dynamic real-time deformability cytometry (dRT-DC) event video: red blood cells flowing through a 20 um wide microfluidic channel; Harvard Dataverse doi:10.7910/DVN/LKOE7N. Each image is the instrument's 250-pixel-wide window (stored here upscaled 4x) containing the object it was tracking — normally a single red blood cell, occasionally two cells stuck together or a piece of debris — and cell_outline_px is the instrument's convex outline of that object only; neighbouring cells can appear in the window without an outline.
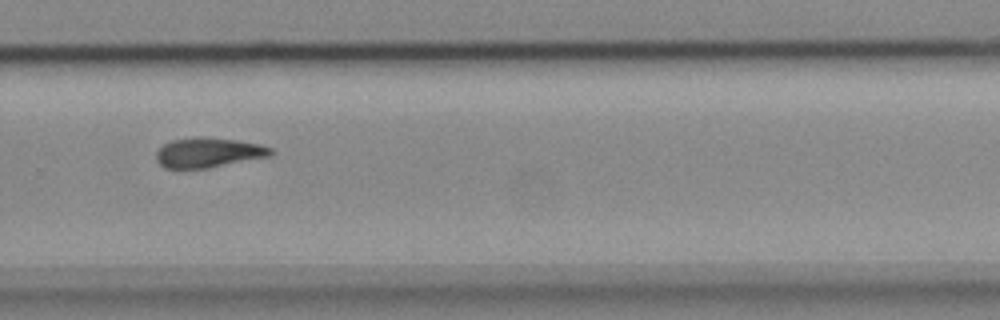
{"species": "common noctule bat (a hibernating species)", "species_latin": "Nyctalus noctula", "temperature_condition": "cold", "stored_images_in_passage": 13, "camera_frame_rate_fps": 3000, "um_per_image_px": 0.085, "animal": {"sex": "female", "body_mass_g": 18.4}, "frame": {"image": 1, "passage_image": 8, "time_ms": 2.333, "image_size_px": [1000, 320], "cell_outline_px": [[272, 156], [208, 168], [164, 168], [156, 160], [156, 152], [164, 144], [172, 140], [196, 136], [204, 136], [236, 140], [260, 144], [272, 148]], "centroid_in_image_um": [17.72, 12.96], "position_along_channel_um": 312.1, "area_um2": 20.06}}
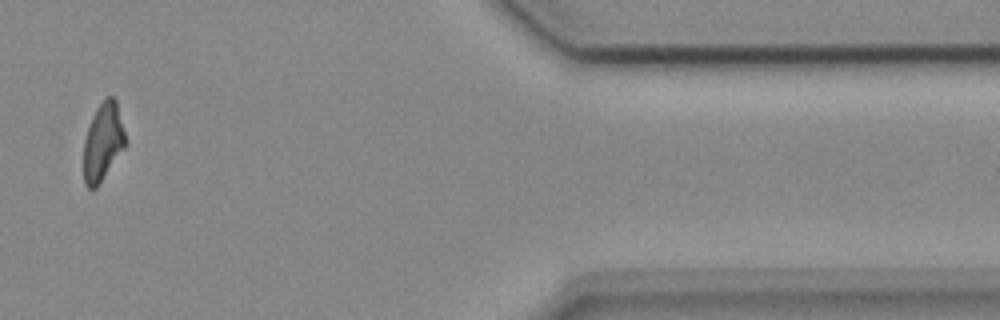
{"frame": {"image": 2, "passage_image": 11, "time_ms": 3.333, "image_size_px": [1000, 320], "cell_outline_px": [[124, 148], [96, 188], [88, 188], [84, 184], [84, 140], [92, 116], [96, 108], [108, 96], [112, 96], [116, 100], [124, 132]], "centroid_in_image_um": [8.72, 12.07], "position_along_channel_um": 402.7, "area_um2": 18.44}}